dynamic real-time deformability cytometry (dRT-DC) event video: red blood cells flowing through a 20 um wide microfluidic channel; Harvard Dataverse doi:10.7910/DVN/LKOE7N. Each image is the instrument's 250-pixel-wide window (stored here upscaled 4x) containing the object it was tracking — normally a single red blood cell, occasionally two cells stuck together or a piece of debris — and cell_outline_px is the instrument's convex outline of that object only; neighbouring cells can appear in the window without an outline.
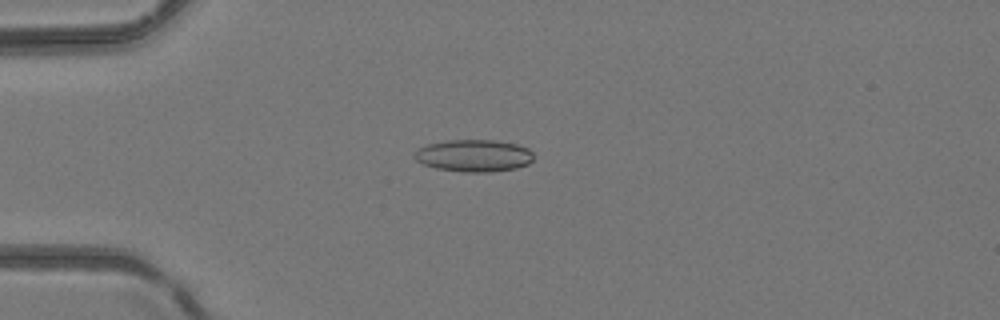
{"species": "common noctule bat (a hibernating species)", "species_latin": "Nyctalus noctula", "temperature_condition": "room temperature", "stored_images_in_passage": 5, "camera_frame_rate_fps": 3000, "um_per_image_px": 0.085, "animal": {"sex": "female", "body_mass_g": 24.6, "forearm_length_mm": 56.2}, "frame": {"image": 1, "passage_image": 4, "time_ms": 4.333, "image_size_px": [1000, 320], "cell_outline_px": [[532, 160], [528, 164], [516, 168], [492, 172], [464, 172], [436, 168], [424, 164], [416, 160], [412, 156], [416, 148], [428, 144], [448, 140], [496, 140], [516, 144], [528, 148], [532, 152]], "centroid_in_image_um": [40.25, 13.23], "position_along_channel_um": 44.7, "area_um2": 22.43}}